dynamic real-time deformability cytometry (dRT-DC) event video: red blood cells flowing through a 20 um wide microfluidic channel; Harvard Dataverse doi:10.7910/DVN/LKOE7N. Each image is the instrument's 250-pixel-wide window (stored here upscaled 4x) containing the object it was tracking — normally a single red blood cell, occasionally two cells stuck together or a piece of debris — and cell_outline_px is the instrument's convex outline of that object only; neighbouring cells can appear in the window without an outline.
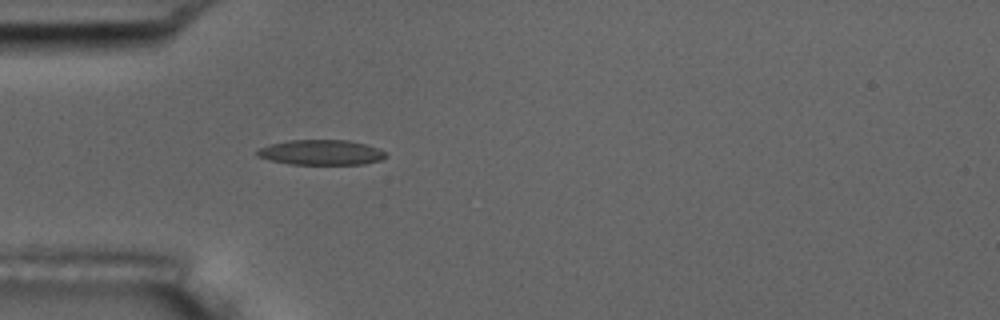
{"species": "common noctule bat (a hibernating species)", "species_latin": "Nyctalus noctula", "temperature_condition": "room temperature", "stored_images_in_passage": 1, "camera_frame_rate_fps": 3000, "um_per_image_px": 0.085, "animal": {"sex": "male", "body_mass_g": 17.5, "forearm_length_mm": 52.3}, "frame": {"image": 1, "passage_image": 1, "time_ms": 0.0, "image_size_px": [1000, 320], "cell_outline_px": [[388, 156], [380, 160], [364, 164], [288, 164], [268, 160], [256, 156], [256, 152], [260, 148], [268, 144], [288, 140], [348, 140], [364, 144], [376, 148], [384, 152]], "centroid_in_image_um": [27.24, 12.96], "position_along_channel_um": 57.8, "area_um2": 18.84}}